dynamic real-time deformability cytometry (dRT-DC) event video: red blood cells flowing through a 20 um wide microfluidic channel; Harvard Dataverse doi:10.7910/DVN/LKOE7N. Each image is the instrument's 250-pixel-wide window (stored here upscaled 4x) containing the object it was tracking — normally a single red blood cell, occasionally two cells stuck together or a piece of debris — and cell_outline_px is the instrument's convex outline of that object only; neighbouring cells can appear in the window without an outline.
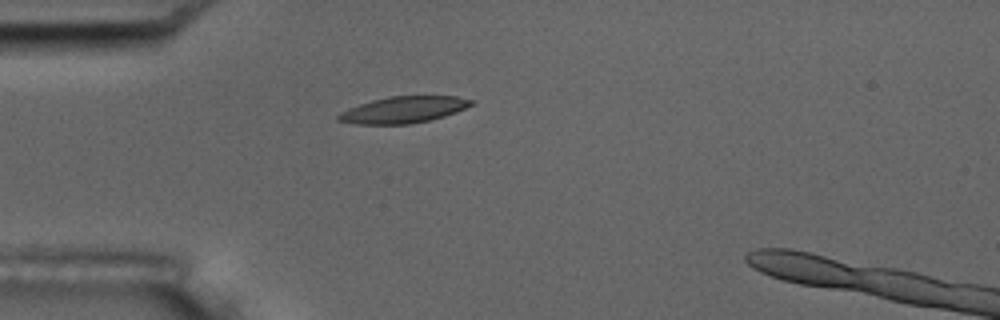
{"species": "common noctule bat (a hibernating species)", "species_latin": "Nyctalus noctula", "temperature_condition": "room temperature", "stored_images_in_passage": 5, "camera_frame_rate_fps": 3000, "um_per_image_px": 0.085, "animal": {"sex": "male", "body_mass_g": 17.5, "forearm_length_mm": 52.3}, "frame": {"image": 1, "passage_image": 4, "time_ms": 4.333, "image_size_px": [1000, 320], "cell_outline_px": [[476, 100], [472, 104], [456, 112], [444, 116], [428, 120], [408, 124], [356, 124], [336, 120], [336, 116], [340, 112], [348, 108], [372, 100], [388, 96], [456, 96]], "centroid_in_image_um": [34.27, 9.32], "position_along_channel_um": 50.7, "area_um2": 20.46}}